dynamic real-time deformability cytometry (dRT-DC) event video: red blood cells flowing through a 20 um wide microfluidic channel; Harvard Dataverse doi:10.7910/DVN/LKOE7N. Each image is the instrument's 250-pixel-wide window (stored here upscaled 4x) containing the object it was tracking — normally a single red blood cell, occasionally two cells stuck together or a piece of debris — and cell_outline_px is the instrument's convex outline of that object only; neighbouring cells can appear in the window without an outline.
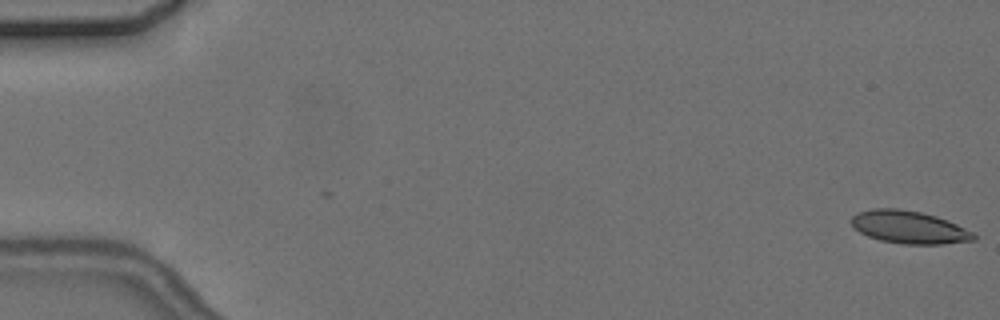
{"species": "common noctule bat (a hibernating species)", "species_latin": "Nyctalus noctula", "temperature_condition": "cold", "stored_images_in_passage": 8, "camera_frame_rate_fps": 3000, "um_per_image_px": 0.085, "animal": {"sex": "female", "body_mass_g": 24.6, "forearm_length_mm": 56.2}, "frame": {"image": 1, "passage_image": 1, "time_ms": 0.0, "image_size_px": [1000, 320], "cell_outline_px": [[976, 240], [944, 244], [904, 244], [880, 240], [868, 236], [860, 232], [852, 224], [852, 216], [860, 212], [872, 208], [896, 208], [920, 212], [936, 216], [948, 220], [972, 232], [976, 236]], "centroid_in_image_um": [77.29, 19.31], "position_along_channel_um": 7.7, "area_um2": 23.12}}
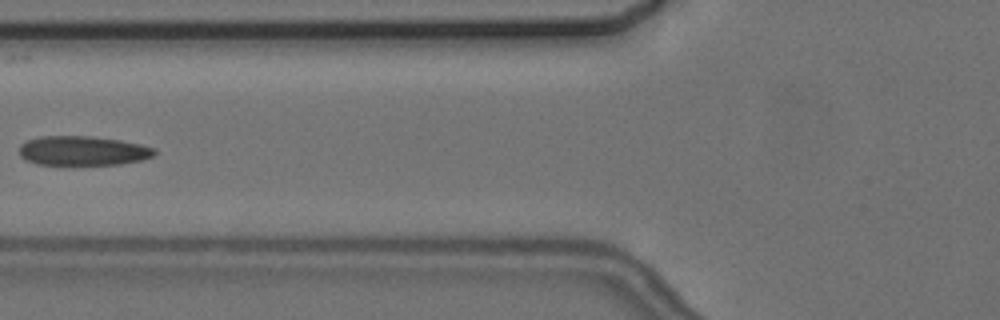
{"frame": {"image": 2, "passage_image": 7, "time_ms": 7.333, "image_size_px": [1000, 320], "cell_outline_px": [[156, 152], [152, 156], [140, 160], [120, 164], [36, 164], [24, 160], [20, 156], [20, 144], [28, 140], [40, 136], [92, 136], [120, 140], [140, 144], [156, 148]], "centroid_in_image_um": [7.02, 12.8], "position_along_channel_um": 118.8, "area_um2": 23.12}}
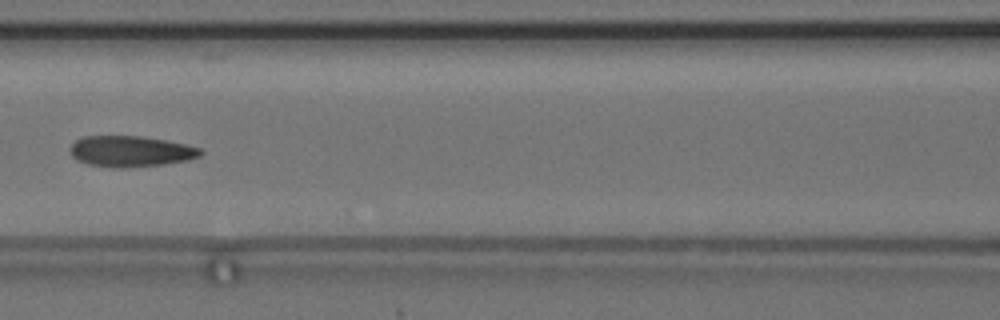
{"frame": {"image": 3, "passage_image": 8, "time_ms": 8.333, "image_size_px": [1000, 320], "cell_outline_px": [[204, 152], [200, 156], [188, 160], [164, 164], [124, 168], [112, 168], [88, 164], [76, 160], [72, 156], [72, 144], [76, 140], [84, 136], [140, 136], [164, 140], [184, 144], [200, 148]], "centroid_in_image_um": [11.11, 12.87], "position_along_channel_um": 155.5, "area_um2": 23.41}}